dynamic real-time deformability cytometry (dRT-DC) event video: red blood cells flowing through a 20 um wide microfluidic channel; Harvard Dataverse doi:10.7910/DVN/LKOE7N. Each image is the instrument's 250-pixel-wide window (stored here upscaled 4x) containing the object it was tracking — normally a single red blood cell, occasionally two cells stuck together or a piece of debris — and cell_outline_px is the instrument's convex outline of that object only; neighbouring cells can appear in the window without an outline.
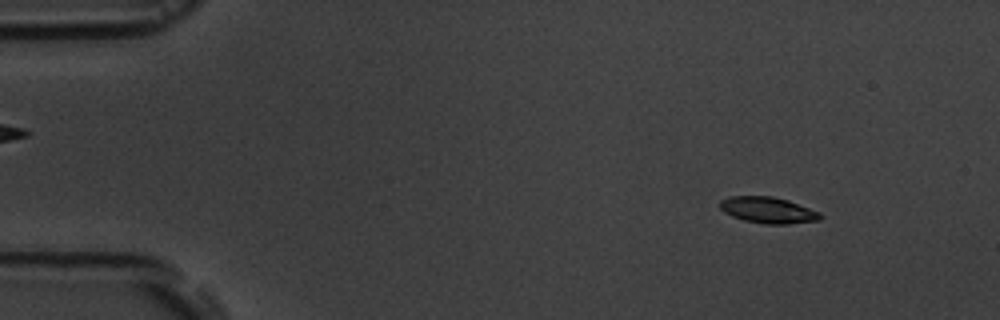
{"species": "common noctule bat (a hibernating species)", "species_latin": "Nyctalus noctula", "temperature_condition": "room temperature", "stored_images_in_passage": 4, "camera_frame_rate_fps": 3000, "um_per_image_px": 0.085, "animal": {"sex": "male", "body_mass_g": 19.5, "forearm_length_mm": 54.6}, "frame": {"image": 1, "passage_image": 1, "time_ms": 0.0, "image_size_px": [1000, 320], "cell_outline_px": [[824, 216], [820, 220], [788, 224], [764, 224], [744, 220], [732, 216], [724, 212], [720, 208], [720, 200], [728, 196], [772, 196], [788, 200], [820, 212]], "centroid_in_image_um": [65.29, 17.86], "position_along_channel_um": 19.7, "area_um2": 15.43}}
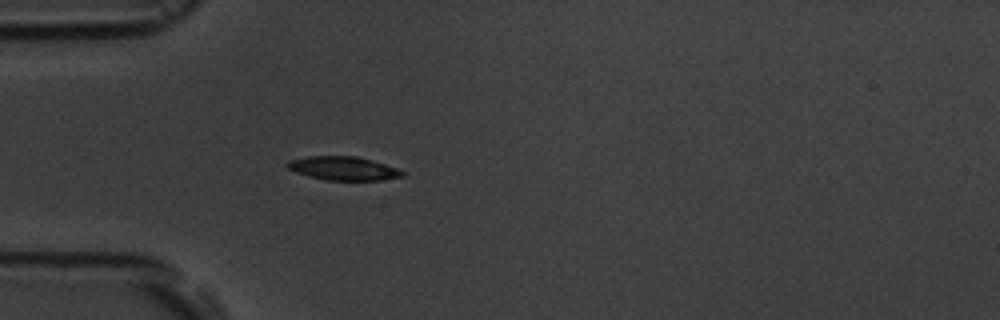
{"frame": {"image": 2, "passage_image": 4, "time_ms": 3.333, "image_size_px": [1000, 320], "cell_outline_px": [[404, 176], [380, 180], [324, 180], [308, 176], [296, 172], [288, 168], [284, 164], [288, 160], [308, 156], [356, 156], [372, 160], [396, 168], [404, 172]], "centroid_in_image_um": [29.13, 14.31], "position_along_channel_um": 55.9, "area_um2": 15.84}}